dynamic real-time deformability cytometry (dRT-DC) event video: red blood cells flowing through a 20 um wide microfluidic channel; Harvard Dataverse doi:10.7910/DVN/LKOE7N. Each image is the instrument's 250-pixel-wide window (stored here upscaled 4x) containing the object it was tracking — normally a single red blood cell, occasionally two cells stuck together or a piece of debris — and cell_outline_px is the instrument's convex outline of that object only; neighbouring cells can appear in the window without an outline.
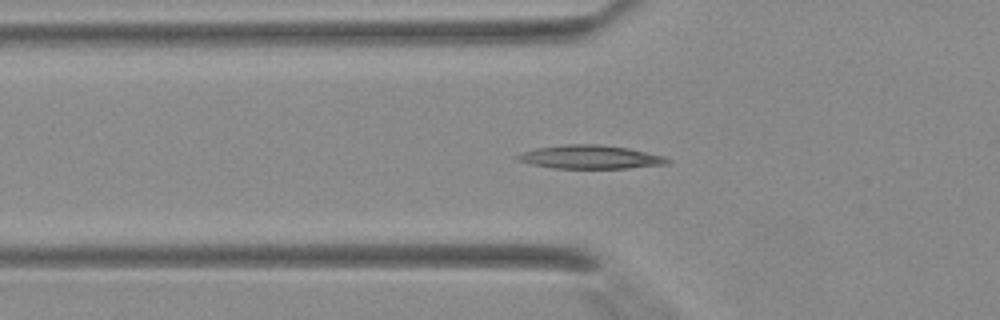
{"species": "Egyptian fruit bat (a non-hibernating species)", "species_latin": "Rousettus aegyptiacus", "temperature_condition": "warm", "stored_images_in_passage": 43, "segment_of_instrument_passage": [1, 2], "camera_frame_rate_fps": 3000, "um_per_image_px": 0.085, "animal": {"sex": "female"}, "frame": {"image": 1, "passage_image": 15, "time_ms": 4.667, "image_size_px": [1000, 320], "cell_outline_px": [[672, 160], [668, 164], [628, 168], [552, 168], [532, 164], [520, 160], [516, 156], [524, 152], [536, 148], [568, 144], [600, 144], [628, 148], [664, 156]], "centroid_in_image_um": [50.24, 13.35], "position_along_channel_um": 75.6, "area_um2": 20.35}}
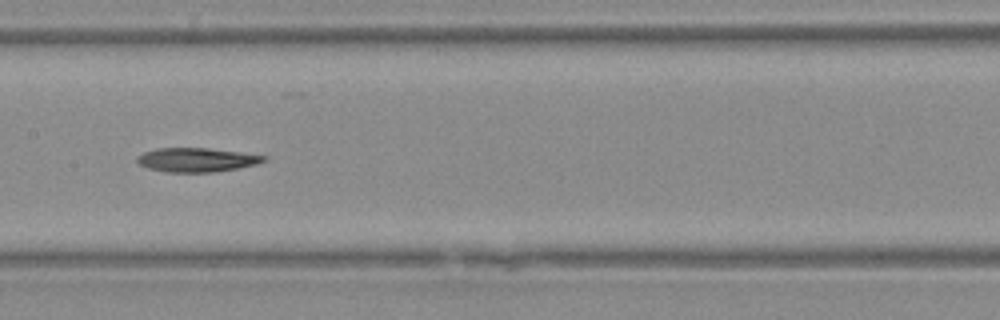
{"frame": {"image": 2, "passage_image": 22, "time_ms": 7.0, "image_size_px": [1000, 320], "cell_outline_px": [[268, 160], [256, 164], [240, 168], [216, 172], [168, 172], [148, 168], [140, 164], [136, 160], [136, 156], [144, 152], [156, 148], [208, 148], [240, 152], [268, 156]], "centroid_in_image_um": [16.74, 13.58], "position_along_channel_um": 190.7, "area_um2": 17.86}}
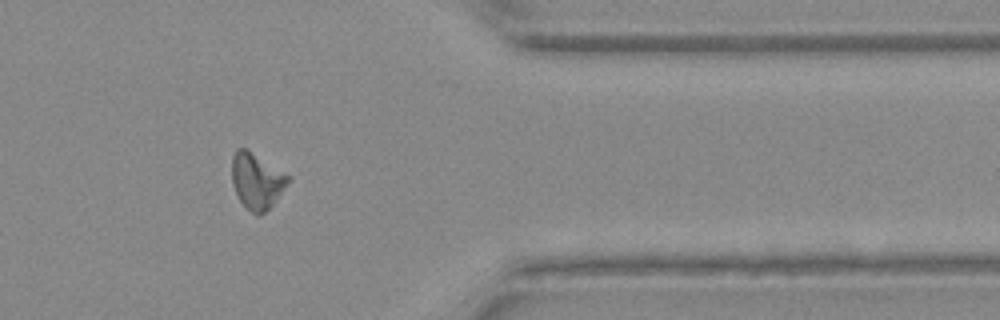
{"frame": {"image": 3, "passage_image": 35, "time_ms": 11.333, "image_size_px": [1000, 320], "cell_outline_px": [[288, 180], [276, 200], [260, 216], [256, 216], [240, 200], [232, 184], [232, 156], [236, 148], [244, 148], [288, 176]], "centroid_in_image_um": [21.76, 15.39], "position_along_channel_um": 389.6, "area_um2": 17.46}}